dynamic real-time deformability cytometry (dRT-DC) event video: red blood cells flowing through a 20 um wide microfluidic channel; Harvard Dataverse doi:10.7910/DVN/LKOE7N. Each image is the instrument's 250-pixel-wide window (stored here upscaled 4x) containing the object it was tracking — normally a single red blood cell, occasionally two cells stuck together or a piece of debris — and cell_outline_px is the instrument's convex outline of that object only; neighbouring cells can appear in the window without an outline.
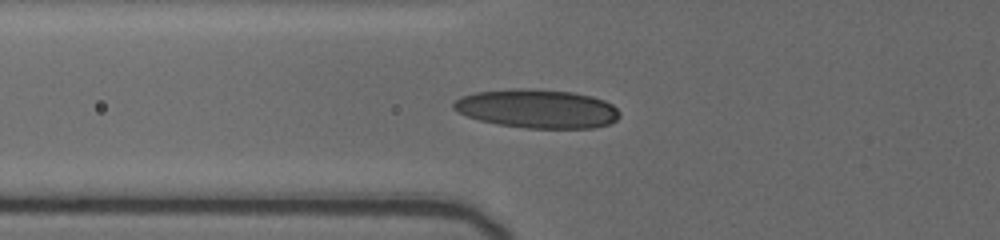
{"species": "human", "species_latin": "Homo sapiens", "temperature_condition": "cold", "stored_images_in_passage": 15, "camera_frame_rate_fps": 3000, "um_per_image_px": 0.085, "donor": {"sex": "female"}, "frame": {"image": 1, "passage_image": 11, "time_ms": 7.0, "image_size_px": [1000, 240], "cell_outline_px": [[620, 116], [616, 120], [608, 124], [592, 128], [524, 128], [496, 124], [480, 120], [456, 112], [452, 108], [452, 104], [460, 96], [476, 92], [516, 88], [524, 88], [572, 92], [592, 96], [604, 100], [612, 104], [620, 112]], "centroid_in_image_um": [45.65, 9.24], "position_along_channel_um": 80.2, "area_um2": 37.63}}
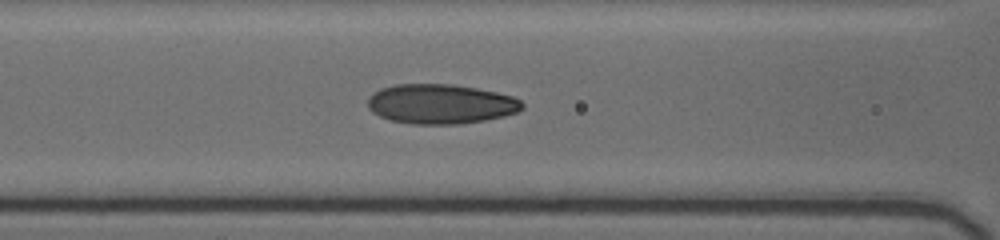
{"frame": {"image": 2, "passage_image": 15, "time_ms": 8.333, "image_size_px": [1000, 240], "cell_outline_px": [[524, 108], [516, 112], [504, 116], [484, 120], [460, 124], [412, 124], [392, 120], [380, 116], [372, 112], [368, 108], [368, 96], [372, 92], [380, 88], [392, 84], [452, 84], [476, 88], [496, 92], [512, 96], [520, 100], [524, 104]], "centroid_in_image_um": [37.43, 8.83], "position_along_channel_um": 129.2, "area_um2": 35.89}}